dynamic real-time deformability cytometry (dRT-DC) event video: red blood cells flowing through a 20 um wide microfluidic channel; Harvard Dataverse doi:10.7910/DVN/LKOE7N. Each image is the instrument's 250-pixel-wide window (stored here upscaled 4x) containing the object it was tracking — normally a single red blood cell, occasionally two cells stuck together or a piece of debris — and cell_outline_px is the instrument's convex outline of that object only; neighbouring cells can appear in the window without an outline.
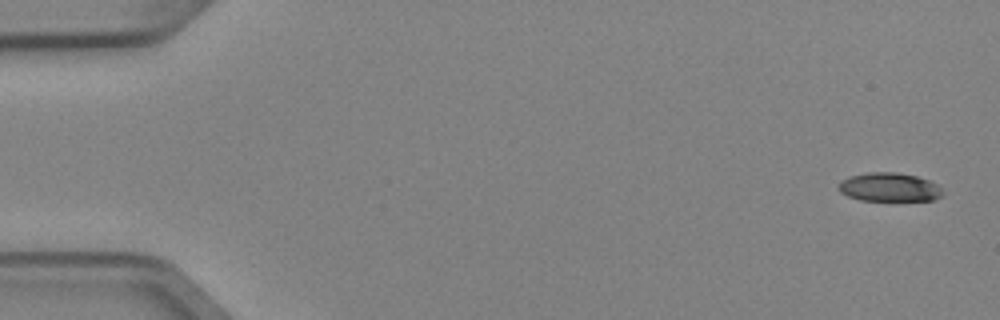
{"species": "Egyptian fruit bat (a non-hibernating species)", "species_latin": "Rousettus aegyptiacus", "temperature_condition": "cold", "stored_images_in_passage": 5, "camera_frame_rate_fps": 3000, "um_per_image_px": 0.085, "animal": {"sex": "female"}, "frame": {"image": 1, "passage_image": 1, "time_ms": 0.0, "image_size_px": [1000, 320], "cell_outline_px": [[940, 196], [936, 200], [860, 200], [848, 196], [840, 192], [836, 188], [840, 180], [848, 176], [868, 172], [896, 172], [916, 176], [928, 180], [936, 184], [940, 188]], "centroid_in_image_um": [75.51, 15.9], "position_along_channel_um": 9.5, "area_um2": 17.4}}
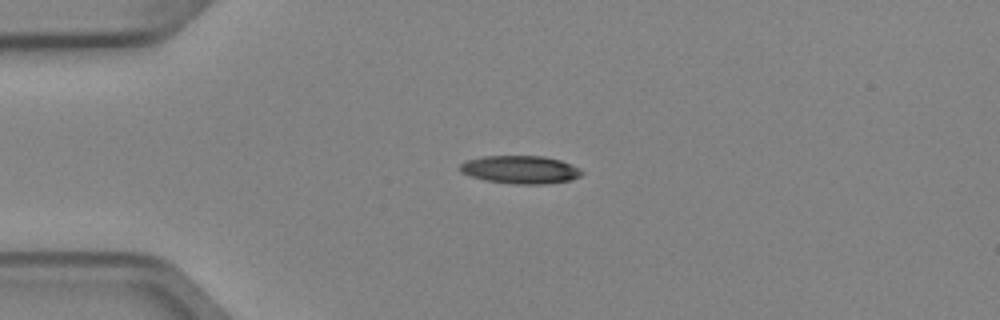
{"frame": {"image": 2, "passage_image": 4, "time_ms": 1.0, "image_size_px": [1000, 320], "cell_outline_px": [[584, 172], [580, 176], [572, 180], [544, 184], [516, 184], [488, 180], [468, 176], [460, 172], [460, 164], [468, 160], [484, 156], [544, 156], [560, 160], [580, 168]], "centroid_in_image_um": [44.25, 14.42], "position_along_channel_um": 40.7, "area_um2": 19.83}}